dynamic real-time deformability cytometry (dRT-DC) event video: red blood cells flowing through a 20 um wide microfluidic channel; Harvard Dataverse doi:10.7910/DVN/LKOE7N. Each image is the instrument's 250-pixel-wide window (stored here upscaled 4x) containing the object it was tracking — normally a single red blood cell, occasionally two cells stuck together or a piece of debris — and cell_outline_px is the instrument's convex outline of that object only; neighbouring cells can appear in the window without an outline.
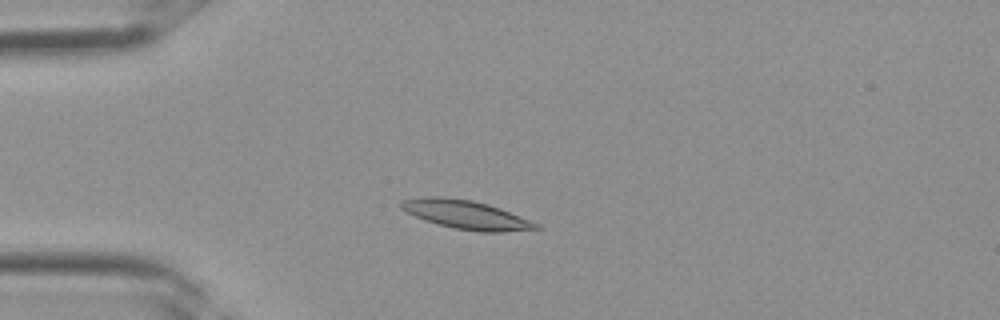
{"species": "Egyptian fruit bat (a non-hibernating species)", "species_latin": "Rousettus aegyptiacus", "temperature_condition": "room temperature", "stored_images_in_passage": 2, "camera_frame_rate_fps": 3000, "um_per_image_px": 0.085, "frame": {"image": 1, "passage_image": 2, "time_ms": 0.333, "image_size_px": [1000, 320], "cell_outline_px": [[540, 228], [500, 232], [480, 232], [456, 228], [424, 220], [400, 208], [400, 204], [404, 200], [424, 196], [444, 196], [472, 200], [488, 204], [500, 208], [540, 224]], "centroid_in_image_um": [39.62, 18.23], "position_along_channel_um": 45.4, "area_um2": 22.31}}